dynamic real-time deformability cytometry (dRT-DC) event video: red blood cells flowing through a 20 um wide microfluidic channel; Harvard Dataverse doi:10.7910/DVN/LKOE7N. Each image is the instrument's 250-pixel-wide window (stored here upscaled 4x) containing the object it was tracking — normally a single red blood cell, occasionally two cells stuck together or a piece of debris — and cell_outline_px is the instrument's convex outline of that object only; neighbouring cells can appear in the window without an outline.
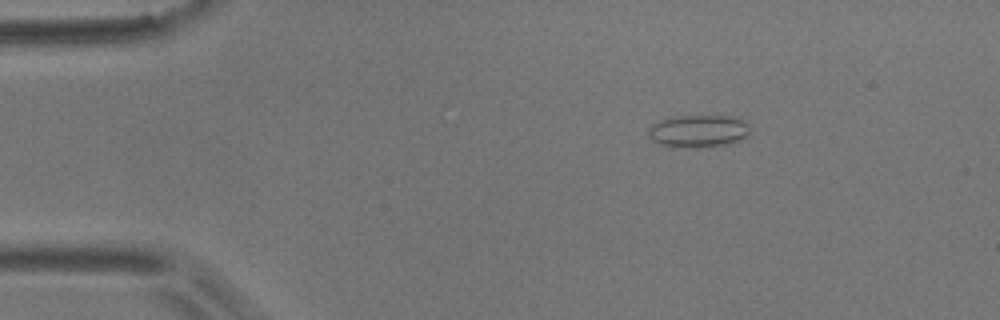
{"species": "common noctule bat (a hibernating species)", "species_latin": "Nyctalus noctula", "temperature_condition": "room temperature", "stored_images_in_passage": 4, "camera_frame_rate_fps": 3000, "um_per_image_px": 0.085, "animal": {"sex": "male", "body_mass_g": 17.9}, "frame": {"image": 1, "passage_image": 1, "time_ms": 0.0, "image_size_px": [1000, 320], "cell_outline_px": [[748, 136], [744, 140], [732, 144], [712, 148], [684, 148], [660, 144], [652, 140], [648, 132], [648, 128], [652, 124], [660, 120], [672, 116], [740, 116], [748, 120]], "centroid_in_image_um": [59.45, 11.16], "position_along_channel_um": 25.6, "area_um2": 20.06}}